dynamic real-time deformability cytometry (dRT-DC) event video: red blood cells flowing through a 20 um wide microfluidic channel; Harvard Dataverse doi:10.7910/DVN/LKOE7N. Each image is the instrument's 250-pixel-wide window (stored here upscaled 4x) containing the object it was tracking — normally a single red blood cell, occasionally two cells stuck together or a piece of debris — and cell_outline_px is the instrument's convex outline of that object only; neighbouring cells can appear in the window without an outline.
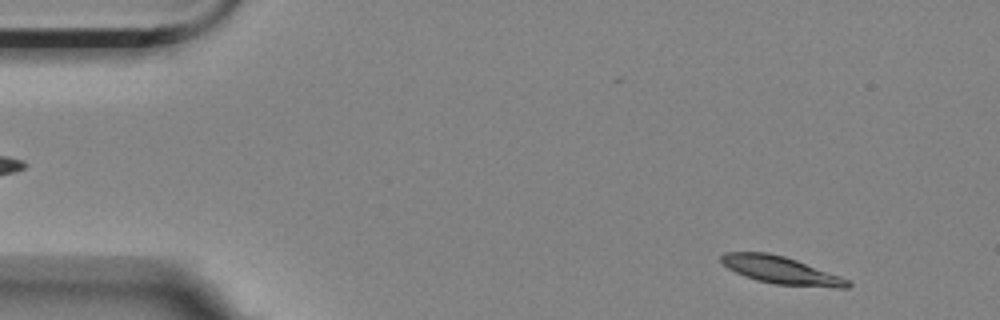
{"species": "Egyptian fruit bat (a non-hibernating species)", "species_latin": "Rousettus aegyptiacus", "temperature_condition": "room temperature", "stored_images_in_passage": 54, "camera_frame_rate_fps": 3000, "um_per_image_px": 0.085, "animal": {"sex": "female"}, "frame": {"image": 1, "passage_image": 3, "time_ms": 0.667, "image_size_px": [1000, 320], "cell_outline_px": [[852, 284], [848, 288], [836, 288], [776, 284], [756, 280], [744, 276], [728, 268], [720, 260], [720, 256], [724, 252], [768, 252], [784, 256], [796, 260], [840, 276], [848, 280]], "centroid_in_image_um": [66.37, 22.97], "position_along_channel_um": 18.6, "area_um2": 20.17}}
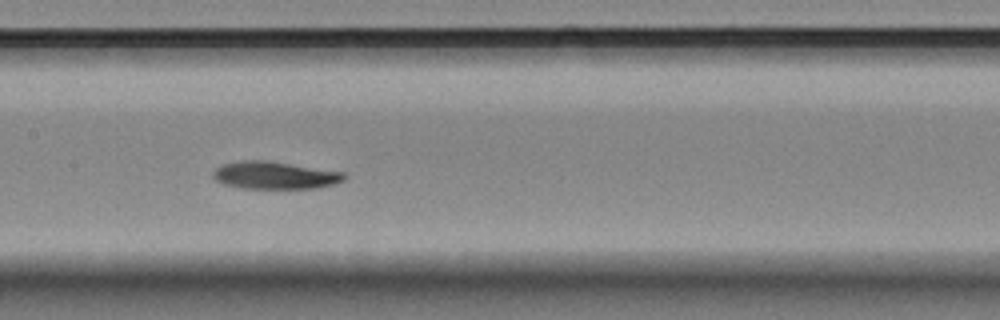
{"frame": {"image": 2, "passage_image": 25, "time_ms": 8.0, "image_size_px": [1000, 320], "cell_outline_px": [[344, 180], [332, 184], [316, 188], [240, 188], [224, 184], [216, 180], [212, 176], [212, 172], [220, 164], [244, 160], [268, 160], [344, 172]], "centroid_in_image_um": [23.3, 14.89], "position_along_channel_um": 184.1, "area_um2": 20.98}}
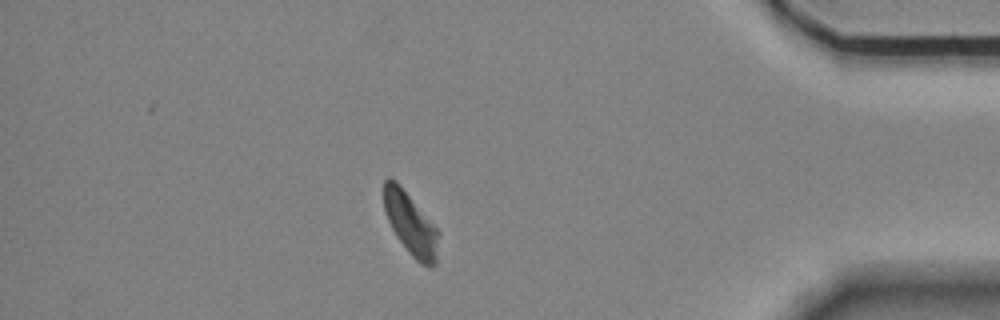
{"frame": {"image": 3, "passage_image": 47, "time_ms": 15.333, "image_size_px": [1000, 320], "cell_outline_px": [[440, 232], [436, 264], [432, 268], [428, 268], [420, 264], [408, 252], [396, 236], [384, 212], [384, 180], [388, 176], [396, 180], [400, 184]], "centroid_in_image_um": [34.92, 19.05], "position_along_channel_um": 400.3, "area_um2": 20.11}, "authors_computed_cell_mechanics": {"area_um2": 20.6924, "velocity_mm_per_s": 3.4692, "shape_relaxation_time_tau1_ms": 4.6478, "shape_relaxation_time_tau2_ms": null, "deformation_change_tau1": 0.1324, "deformation_change_tau2": null}}